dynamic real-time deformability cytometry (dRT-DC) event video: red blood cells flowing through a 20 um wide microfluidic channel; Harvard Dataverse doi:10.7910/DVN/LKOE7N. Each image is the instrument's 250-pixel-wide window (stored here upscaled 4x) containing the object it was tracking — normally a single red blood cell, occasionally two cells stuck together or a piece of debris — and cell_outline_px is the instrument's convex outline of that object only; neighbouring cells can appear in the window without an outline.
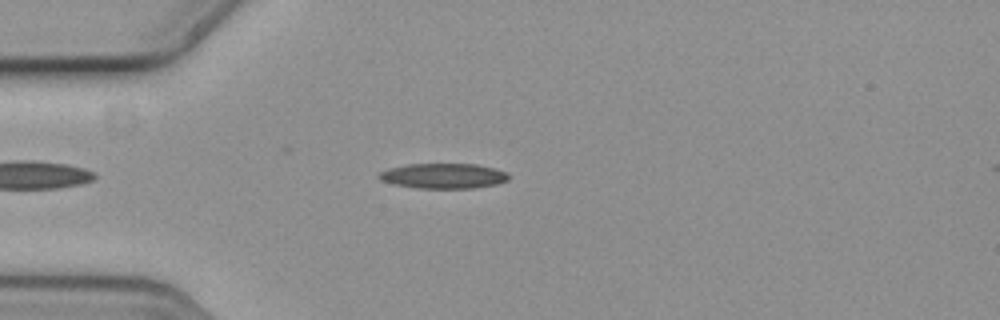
{"species": "common noctule bat (a hibernating species)", "species_latin": "Nyctalus noctula", "temperature_condition": "cold", "stored_images_in_passage": 46, "camera_frame_rate_fps": 3000, "um_per_image_px": 0.085, "animal": {"sex": "female", "body_mass_g": 19.3, "forearm_length_mm": 54.1}, "frame": {"image": 1, "passage_image": 7, "time_ms": 2.0, "image_size_px": [1000, 320], "cell_outline_px": [[508, 180], [496, 184], [472, 188], [420, 188], [396, 184], [380, 180], [376, 176], [380, 172], [388, 168], [408, 164], [476, 164], [496, 168], [508, 172]], "centroid_in_image_um": [37.7, 14.94], "position_along_channel_um": 47.3, "area_um2": 18.96}}
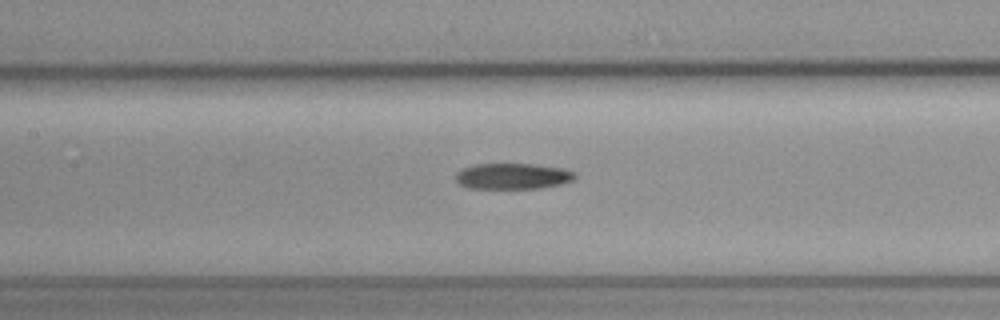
{"frame": {"image": 2, "passage_image": 18, "time_ms": 5.667, "image_size_px": [1000, 320], "cell_outline_px": [[576, 176], [572, 180], [560, 184], [540, 188], [468, 188], [460, 184], [456, 180], [456, 172], [464, 168], [476, 164], [536, 164], [564, 168], [576, 172]], "centroid_in_image_um": [43.61, 14.97], "position_along_channel_um": 163.8, "area_um2": 17.98}}
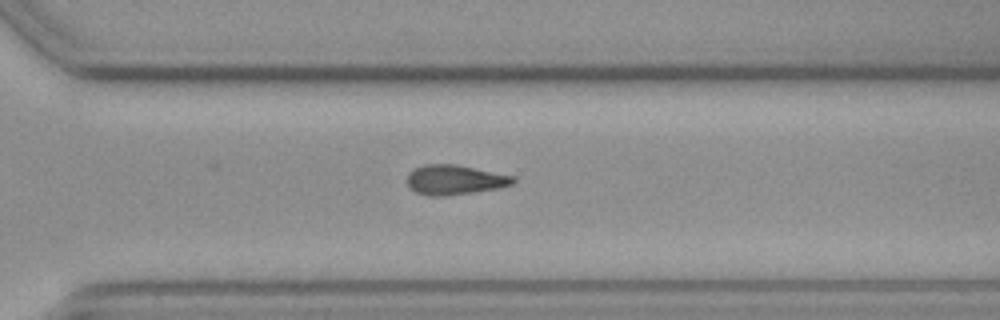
{"frame": {"image": 3, "passage_image": 32, "time_ms": 10.333, "image_size_px": [1000, 320], "cell_outline_px": [[516, 180], [512, 184], [500, 188], [444, 196], [428, 196], [416, 192], [408, 184], [408, 172], [412, 168], [424, 164], [456, 164], [516, 176]], "centroid_in_image_um": [38.67, 15.27], "position_along_channel_um": 331.9, "area_um2": 18.5}}